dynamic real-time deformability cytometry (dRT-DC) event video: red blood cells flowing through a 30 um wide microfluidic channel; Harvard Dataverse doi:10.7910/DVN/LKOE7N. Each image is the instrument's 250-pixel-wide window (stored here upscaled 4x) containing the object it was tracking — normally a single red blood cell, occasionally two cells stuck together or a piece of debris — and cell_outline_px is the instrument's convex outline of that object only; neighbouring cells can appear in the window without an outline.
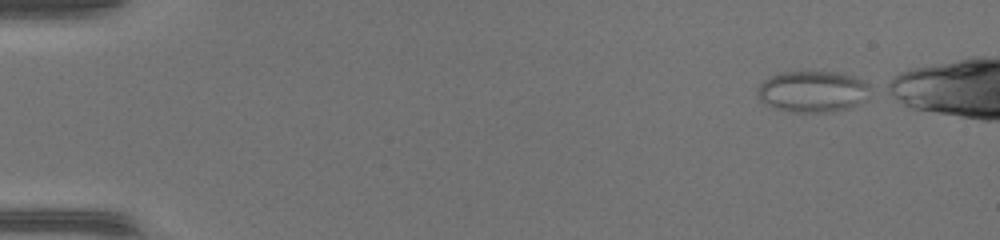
{"species": "common noctule bat (a hibernating species)", "species_latin": "Nyctalus noctula", "temperature_condition": "warm", "stored_images_in_passage": 41, "camera_frame_rate_fps": 3000, "um_per_image_px": 0.085, "animal": {"sex": "female", "body_mass_g": 17.0, "forearm_length_mm": 48.0}, "frame": {"image": 1, "passage_image": 1, "time_ms": 0.0, "image_size_px": [1000, 240], "cell_outline_px": [[872, 88], [860, 100], [844, 108], [824, 112], [792, 112], [776, 108], [760, 100], [756, 92], [760, 84], [764, 80], [780, 72], [844, 72], [856, 76], [872, 84]], "centroid_in_image_um": [69.06, 7.74], "position_along_channel_um": 15.9, "area_um2": 26.82}}
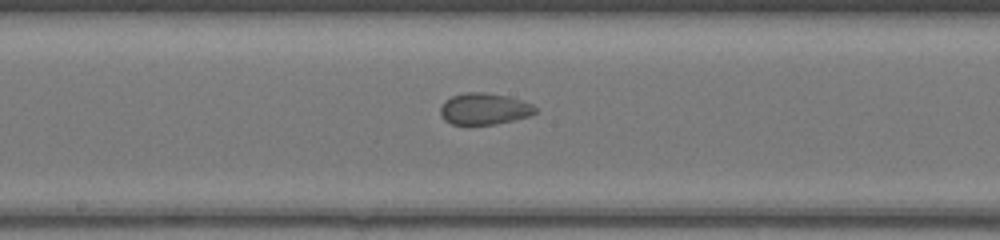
{"frame": {"image": 2, "passage_image": 24, "time_ms": 7.667, "image_size_px": [1000, 240], "cell_outline_px": [[536, 112], [528, 116], [496, 124], [452, 124], [444, 120], [440, 112], [440, 108], [444, 100], [452, 96], [464, 92], [484, 92], [508, 96], [532, 104], [536, 108]], "centroid_in_image_um": [41.13, 9.24], "position_along_channel_um": 207.1, "area_um2": 17.34}}
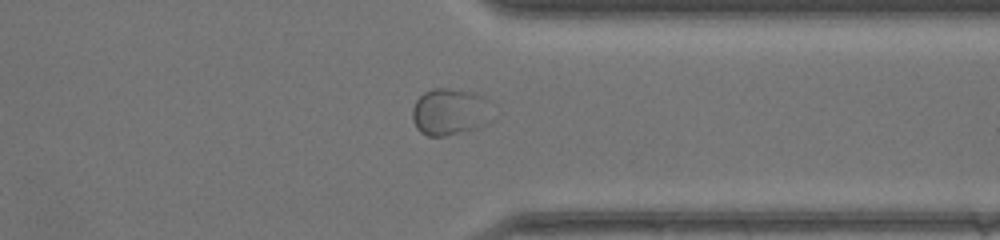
{"frame": {"image": 3, "passage_image": 36, "time_ms": 11.667, "image_size_px": [1000, 240], "cell_outline_px": [[484, 124], [476, 128], [444, 136], [428, 136], [420, 132], [416, 128], [412, 120], [412, 108], [416, 100], [424, 92], [432, 88], [448, 88], [468, 92], [484, 96]], "centroid_in_image_um": [38.05, 9.51], "position_along_channel_um": 373.3, "area_um2": 20.81}}